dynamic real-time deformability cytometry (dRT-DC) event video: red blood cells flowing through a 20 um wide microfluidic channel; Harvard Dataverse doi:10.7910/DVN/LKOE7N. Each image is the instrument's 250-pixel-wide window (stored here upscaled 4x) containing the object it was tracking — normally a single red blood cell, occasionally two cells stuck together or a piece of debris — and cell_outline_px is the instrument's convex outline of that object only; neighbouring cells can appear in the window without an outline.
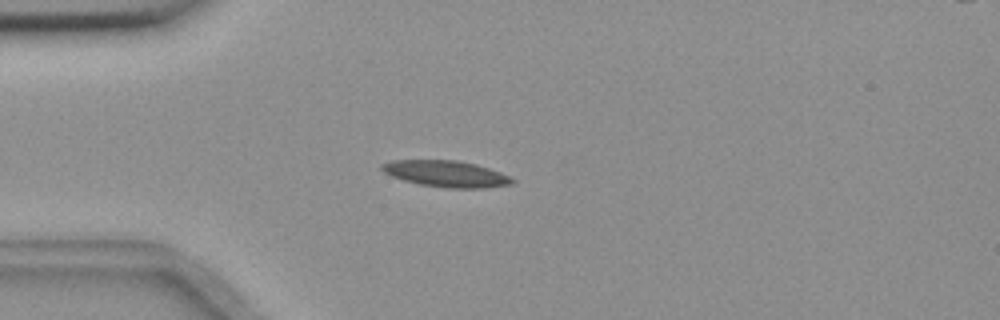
{"species": "common noctule bat (a hibernating species)", "species_latin": "Nyctalus noctula", "temperature_condition": "room temperature", "stored_images_in_passage": 42, "camera_frame_rate_fps": 3000, "um_per_image_px": 0.085, "animal": {"sex": "female", "body_mass_g": 18.4}, "frame": {"image": 1, "passage_image": 1, "time_ms": 0.0, "image_size_px": [1000, 320], "cell_outline_px": [[516, 180], [512, 184], [484, 188], [448, 188], [420, 184], [404, 180], [392, 176], [384, 172], [380, 168], [380, 164], [392, 160], [456, 160], [476, 164], [500, 172]], "centroid_in_image_um": [37.91, 14.77], "position_along_channel_um": 47.1, "area_um2": 19.94}}
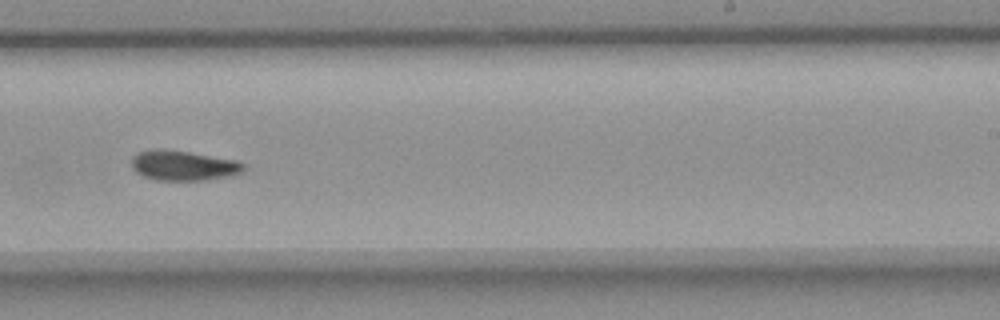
{"frame": {"image": 2, "passage_image": 21, "time_ms": 6.667, "image_size_px": [1000, 320], "cell_outline_px": [[244, 168], [240, 172], [232, 176], [208, 180], [156, 180], [144, 176], [136, 172], [132, 168], [132, 156], [140, 152], [152, 148], [156, 148], [188, 152], [236, 160], [244, 164]], "centroid_in_image_um": [15.57, 14.07], "position_along_channel_um": 273.4, "area_um2": 19.54}}
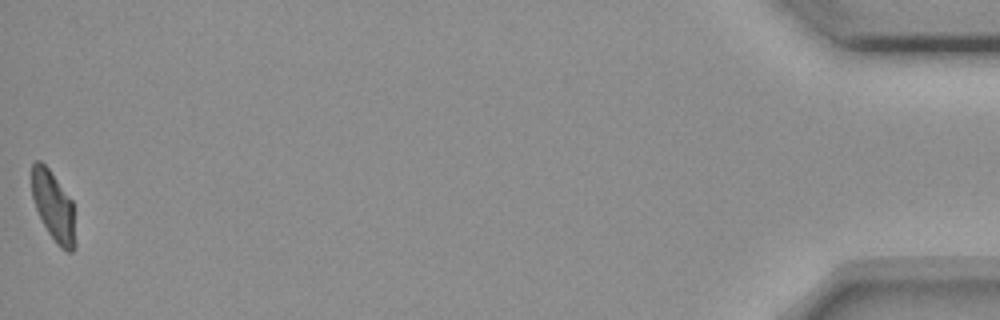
{"frame": {"image": 3, "passage_image": 42, "time_ms": 13.667, "image_size_px": [1000, 320], "cell_outline_px": [[76, 248], [72, 252], [68, 252], [60, 248], [48, 232], [36, 208], [32, 196], [32, 164], [36, 160], [40, 160], [48, 168], [72, 200], [76, 244]], "centroid_in_image_um": [4.56, 17.57], "position_along_channel_um": 430.6, "area_um2": 17.57}, "authors_computed_cell_mechanics": {"area_um2": 19.3052, "velocity_mm_per_s": 3.6348, "shape_relaxation_time_tau1_ms": 8.7312, "shape_relaxation_time_tau2_ms": 9.5582, "deformation_change_tau1": 0.1808, "deformation_change_tau2": 0.1518}}